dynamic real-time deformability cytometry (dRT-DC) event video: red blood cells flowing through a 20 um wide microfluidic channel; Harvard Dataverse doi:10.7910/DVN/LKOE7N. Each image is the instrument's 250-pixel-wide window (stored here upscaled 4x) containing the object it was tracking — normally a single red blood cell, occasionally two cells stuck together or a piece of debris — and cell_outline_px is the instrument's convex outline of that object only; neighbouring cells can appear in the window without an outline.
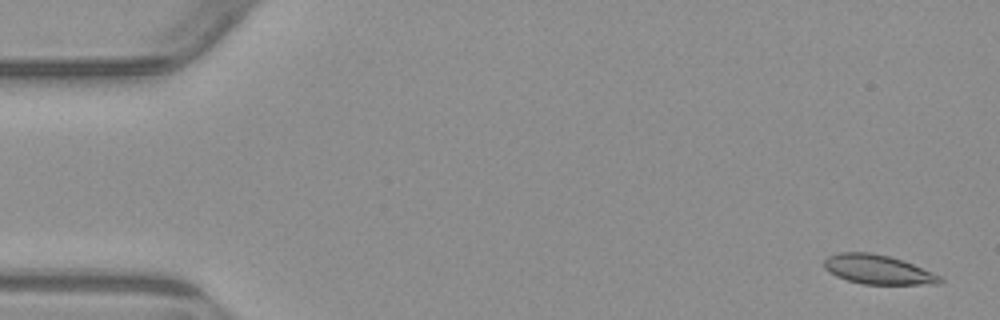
{"species": "common noctule bat (a hibernating species)", "species_latin": "Nyctalus noctula", "temperature_condition": "warm", "stored_images_in_passage": 4, "camera_frame_rate_fps": 3000, "um_per_image_px": 0.085, "animal": {"sex": "male", "body_mass_g": 23.1, "forearm_length_mm": 52.7}, "frame": {"image": 1, "passage_image": 1, "time_ms": 0.0, "image_size_px": [1000, 320], "cell_outline_px": [[944, 280], [940, 284], [864, 284], [848, 280], [836, 276], [824, 268], [824, 260], [828, 256], [836, 252], [872, 252], [888, 256], [912, 264], [932, 272], [940, 276]], "centroid_in_image_um": [74.6, 22.91], "position_along_channel_um": 10.4, "area_um2": 19.65}}
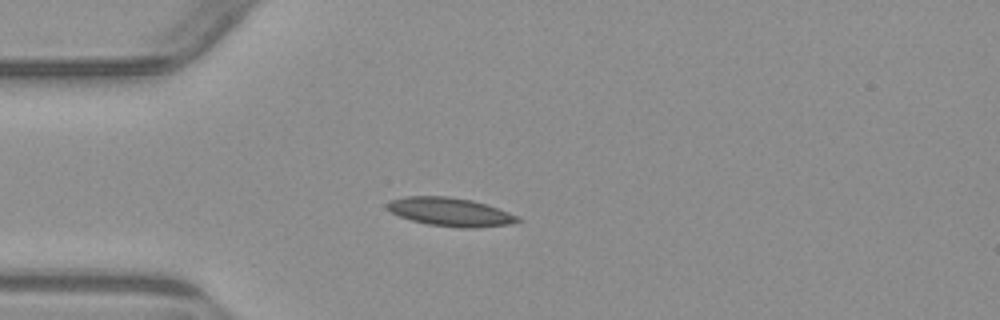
{"frame": {"image": 2, "passage_image": 4, "time_ms": 4.0, "image_size_px": [1000, 320], "cell_outline_px": [[520, 220], [512, 224], [476, 228], [460, 228], [428, 224], [412, 220], [400, 216], [392, 212], [384, 204], [388, 200], [404, 196], [448, 196], [472, 200], [488, 204], [520, 216]], "centroid_in_image_um": [38.29, 18.0], "position_along_channel_um": 46.7, "area_um2": 21.91}}